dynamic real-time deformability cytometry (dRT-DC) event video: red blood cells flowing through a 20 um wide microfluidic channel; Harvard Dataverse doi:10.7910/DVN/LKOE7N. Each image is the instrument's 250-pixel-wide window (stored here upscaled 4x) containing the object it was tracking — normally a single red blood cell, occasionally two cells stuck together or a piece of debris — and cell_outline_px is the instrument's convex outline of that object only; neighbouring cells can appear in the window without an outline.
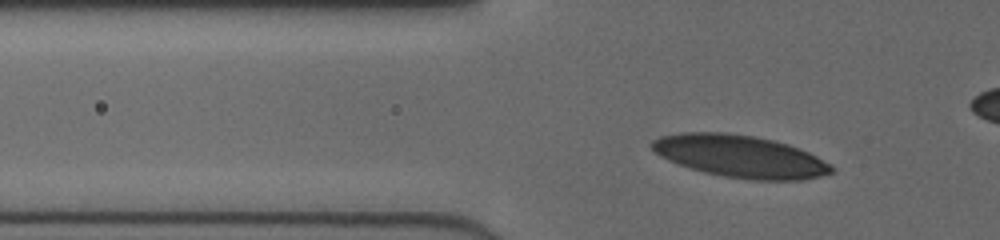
{"species": "human", "species_latin": "Homo sapiens", "temperature_condition": "cold", "stored_images_in_passage": 37, "camera_frame_rate_fps": 3000, "um_per_image_px": 0.085, "donor": {"sex": "female"}, "frame": {"image": 1, "passage_image": 7, "time_ms": 2.0, "image_size_px": [1000, 240], "cell_outline_px": [[832, 172], [820, 176], [800, 180], [756, 180], [724, 176], [704, 172], [668, 160], [660, 156], [648, 144], [652, 140], [660, 136], [680, 132], [724, 132], [752, 136], [772, 140], [788, 144], [808, 152], [832, 164]], "centroid_in_image_um": [62.89, 13.28], "position_along_channel_um": 62.9, "area_um2": 43.99}}
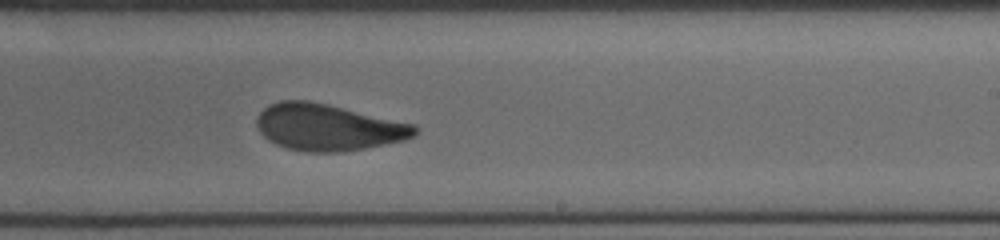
{"frame": {"image": 2, "passage_image": 23, "time_ms": 7.333, "image_size_px": [1000, 240], "cell_outline_px": [[416, 136], [404, 140], [364, 148], [336, 152], [308, 152], [288, 148], [276, 144], [268, 140], [260, 132], [256, 124], [256, 120], [260, 112], [264, 108], [280, 100], [308, 100], [328, 104], [416, 124]], "centroid_in_image_um": [27.89, 10.81], "position_along_channel_um": 261.1, "area_um2": 42.77}}
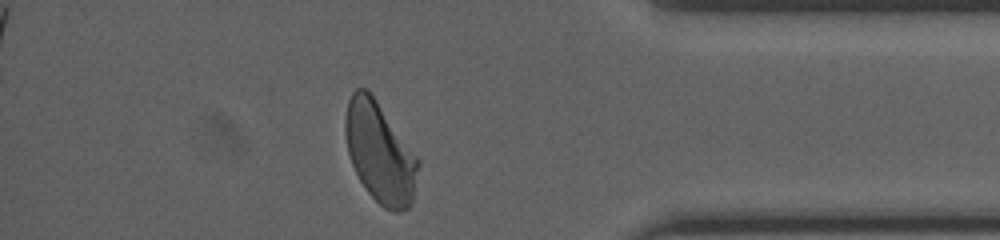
{"frame": {"image": 3, "passage_image": 35, "time_ms": 11.333, "image_size_px": [1000, 240], "cell_outline_px": [[420, 164], [412, 204], [408, 208], [396, 212], [384, 208], [368, 192], [360, 180], [352, 164], [348, 152], [344, 132], [344, 120], [348, 100], [352, 92], [356, 88], [364, 88], [376, 100], [420, 160]], "centroid_in_image_um": [32.29, 12.99], "position_along_channel_um": 402.9, "area_um2": 42.37}}